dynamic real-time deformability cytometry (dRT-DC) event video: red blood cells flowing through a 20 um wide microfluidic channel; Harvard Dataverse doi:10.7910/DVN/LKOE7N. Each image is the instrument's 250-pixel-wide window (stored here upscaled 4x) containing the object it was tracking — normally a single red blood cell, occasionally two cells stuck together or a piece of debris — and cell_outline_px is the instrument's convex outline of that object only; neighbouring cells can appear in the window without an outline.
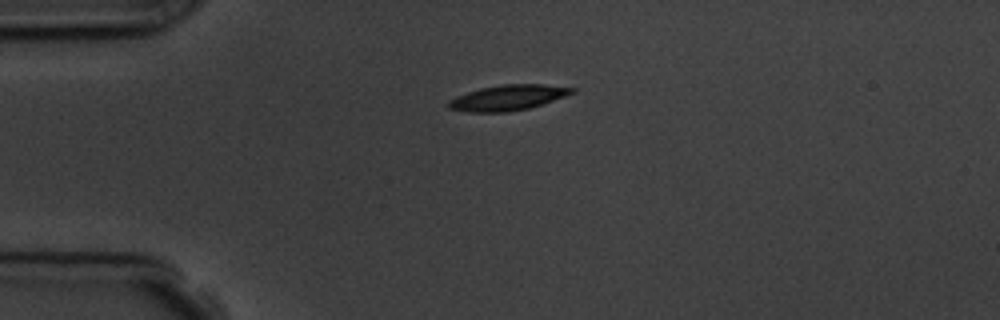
{"species": "common noctule bat (a hibernating species)", "species_latin": "Nyctalus noctula", "temperature_condition": "room temperature", "stored_images_in_passage": 2, "camera_frame_rate_fps": 3000, "um_per_image_px": 0.085, "animal": {"sex": "male", "body_mass_g": 19.5, "forearm_length_mm": 54.6}, "frame": {"image": 1, "passage_image": 1, "time_ms": 0.0, "image_size_px": [1000, 320], "cell_outline_px": [[576, 92], [528, 108], [508, 112], [468, 112], [448, 108], [448, 100], [456, 96], [480, 88], [500, 84], [544, 84], [576, 88]], "centroid_in_image_um": [43.15, 8.29], "position_along_channel_um": 41.9, "area_um2": 18.21}}